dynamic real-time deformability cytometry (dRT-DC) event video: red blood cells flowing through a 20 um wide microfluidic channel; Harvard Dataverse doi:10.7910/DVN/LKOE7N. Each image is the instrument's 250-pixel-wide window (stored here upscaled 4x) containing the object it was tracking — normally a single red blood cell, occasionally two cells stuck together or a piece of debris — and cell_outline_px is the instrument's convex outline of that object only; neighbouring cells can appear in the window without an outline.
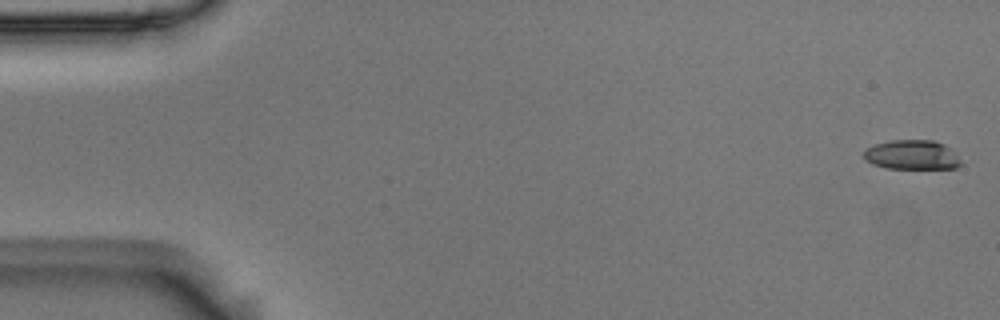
{"species": "Egyptian fruit bat (a non-hibernating species)", "species_latin": "Rousettus aegyptiacus", "temperature_condition": "room temperature", "stored_images_in_passage": 14, "camera_frame_rate_fps": 3000, "um_per_image_px": 0.085, "animal": {"sex": "male"}, "frame": {"image": 1, "passage_image": 1, "time_ms": 0.0, "image_size_px": [1000, 320], "cell_outline_px": [[964, 164], [956, 168], [888, 168], [872, 164], [864, 160], [864, 152], [872, 144], [892, 140], [932, 140], [944, 144], [952, 148]], "centroid_in_image_um": [77.55, 13.16], "position_along_channel_um": 7.5, "area_um2": 16.88}}
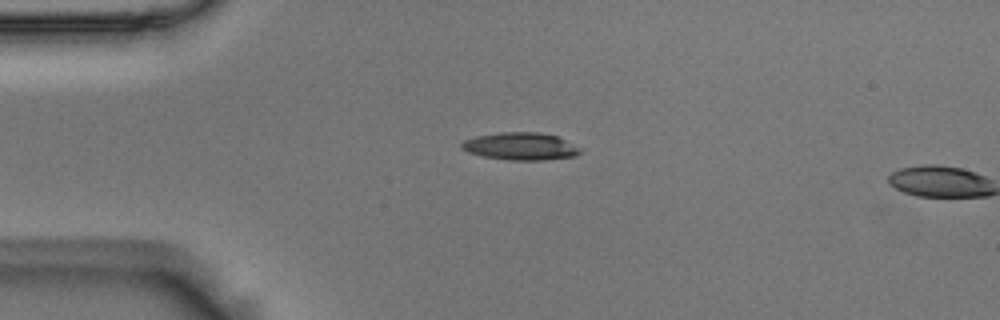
{"frame": {"image": 2, "passage_image": 13, "time_ms": 4.0, "image_size_px": [1000, 320], "cell_outline_px": [[584, 148], [576, 156], [544, 160], [508, 160], [484, 156], [468, 152], [460, 148], [460, 144], [464, 140], [476, 136], [500, 132], [536, 132], [556, 136]], "centroid_in_image_um": [44.27, 12.44], "position_along_channel_um": 40.7, "area_um2": 19.07}}